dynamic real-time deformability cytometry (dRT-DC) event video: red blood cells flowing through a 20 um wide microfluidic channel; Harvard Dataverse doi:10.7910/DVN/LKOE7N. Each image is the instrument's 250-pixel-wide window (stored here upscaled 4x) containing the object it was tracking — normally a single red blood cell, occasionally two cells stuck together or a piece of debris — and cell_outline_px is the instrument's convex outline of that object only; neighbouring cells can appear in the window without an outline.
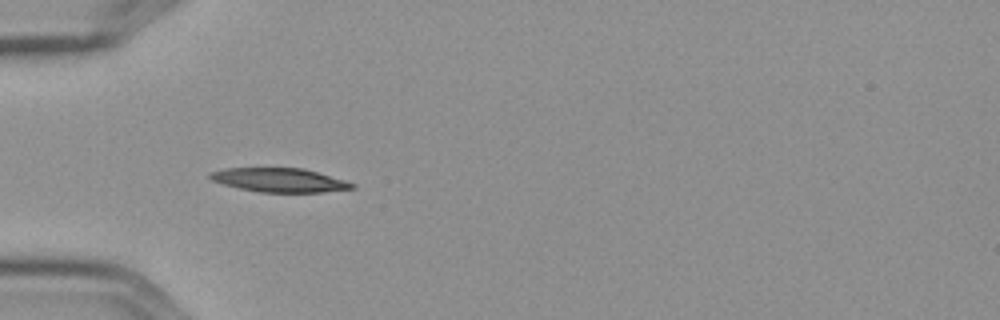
{"species": "Egyptian fruit bat (a non-hibernating species)", "species_latin": "Rousettus aegyptiacus", "temperature_condition": "cold", "stored_images_in_passage": 7, "camera_frame_rate_fps": 3000, "um_per_image_px": 0.085, "frame": {"image": 1, "passage_image": 5, "time_ms": 1.333, "image_size_px": [1000, 320], "cell_outline_px": [[356, 188], [324, 192], [260, 192], [240, 188], [224, 184], [212, 180], [208, 176], [208, 172], [228, 168], [304, 168], [344, 180], [356, 184]], "centroid_in_image_um": [23.77, 15.3], "position_along_channel_um": 61.2, "area_um2": 19.71}}
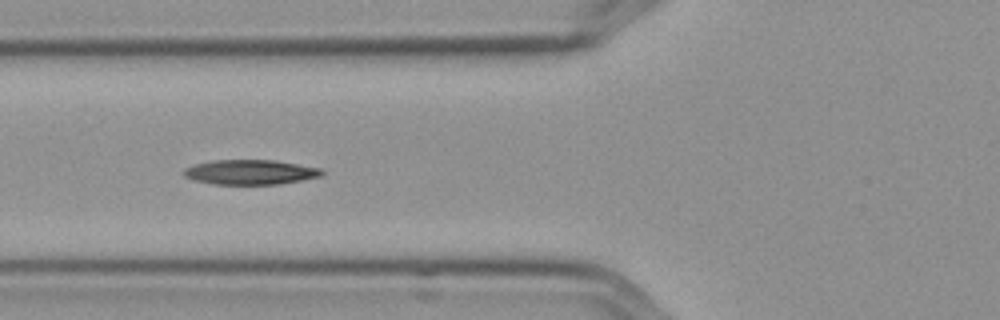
{"frame": {"image": 2, "passage_image": 6, "time_ms": 1.667, "image_size_px": [1000, 320], "cell_outline_px": [[324, 172], [320, 176], [280, 184], [212, 184], [192, 180], [184, 176], [184, 168], [196, 164], [212, 160], [272, 160], [320, 168]], "centroid_in_image_um": [21.23, 14.63], "position_along_channel_um": 104.6, "area_um2": 19.77}}
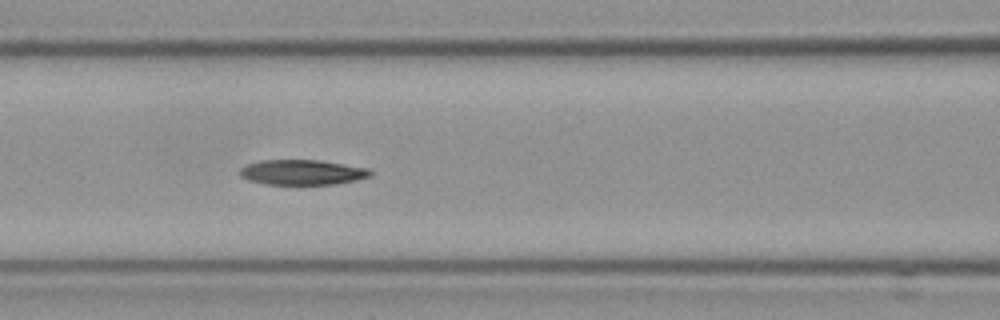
{"frame": {"image": 3, "passage_image": 7, "time_ms": 2.0, "image_size_px": [1000, 320], "cell_outline_px": [[372, 176], [356, 180], [336, 184], [268, 184], [248, 180], [240, 176], [240, 168], [248, 164], [260, 160], [320, 160], [368, 168], [372, 172]], "centroid_in_image_um": [25.71, 14.64], "position_along_channel_um": 140.9, "area_um2": 19.07}}